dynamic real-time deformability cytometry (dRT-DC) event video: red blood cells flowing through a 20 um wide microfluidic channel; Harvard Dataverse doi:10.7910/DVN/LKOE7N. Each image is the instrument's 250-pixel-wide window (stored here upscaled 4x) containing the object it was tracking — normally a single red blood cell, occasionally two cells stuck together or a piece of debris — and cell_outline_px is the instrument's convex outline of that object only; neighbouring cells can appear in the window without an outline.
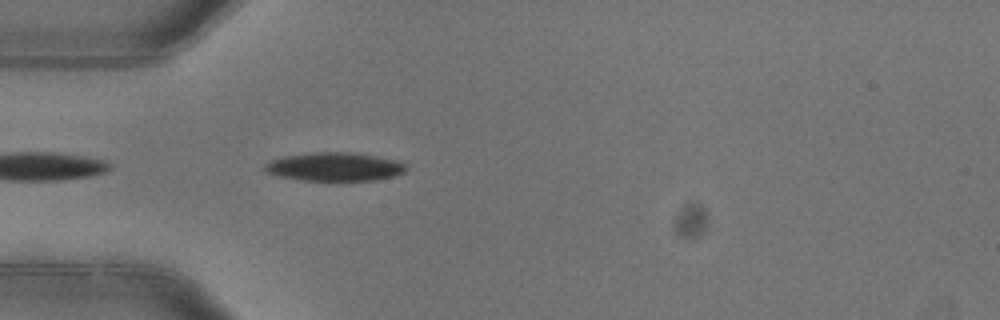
{"species": "common noctule bat (a hibernating species)", "species_latin": "Nyctalus noctula", "temperature_condition": "warm", "stored_images_in_passage": 1, "camera_frame_rate_fps": 3000, "um_per_image_px": 0.085, "animal": {"sex": "female"}, "frame": {"image": 1, "passage_image": 1, "time_ms": 0.0, "image_size_px": [1000, 320], "cell_outline_px": [[408, 168], [404, 172], [392, 176], [376, 180], [300, 180], [280, 176], [268, 172], [264, 168], [264, 164], [272, 160], [284, 156], [312, 152], [348, 152], [372, 156], [392, 160], [404, 164]], "centroid_in_image_um": [28.4, 14.17], "position_along_channel_um": 56.6, "area_um2": 23.0}}